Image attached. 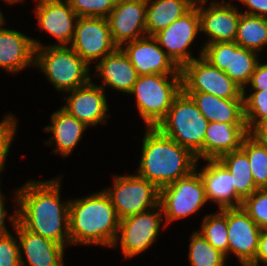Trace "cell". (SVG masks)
<instances>
[{"label":"cell","instance_id":"cell-1","mask_svg":"<svg viewBox=\"0 0 267 266\" xmlns=\"http://www.w3.org/2000/svg\"><path fill=\"white\" fill-rule=\"evenodd\" d=\"M61 178L31 180L14 191L18 222L28 231L67 247L69 201H61Z\"/></svg>","mask_w":267,"mask_h":266},{"label":"cell","instance_id":"cell-2","mask_svg":"<svg viewBox=\"0 0 267 266\" xmlns=\"http://www.w3.org/2000/svg\"><path fill=\"white\" fill-rule=\"evenodd\" d=\"M141 160L135 173L158 189L189 175L195 170L196 156L157 127H146Z\"/></svg>","mask_w":267,"mask_h":266},{"label":"cell","instance_id":"cell-3","mask_svg":"<svg viewBox=\"0 0 267 266\" xmlns=\"http://www.w3.org/2000/svg\"><path fill=\"white\" fill-rule=\"evenodd\" d=\"M119 218L109 195L104 191L69 201L70 245L112 247L116 240Z\"/></svg>","mask_w":267,"mask_h":266},{"label":"cell","instance_id":"cell-4","mask_svg":"<svg viewBox=\"0 0 267 266\" xmlns=\"http://www.w3.org/2000/svg\"><path fill=\"white\" fill-rule=\"evenodd\" d=\"M32 40L36 48L34 66L39 67L57 91L66 94L92 80L91 66L70 46L45 47L39 40Z\"/></svg>","mask_w":267,"mask_h":266},{"label":"cell","instance_id":"cell-5","mask_svg":"<svg viewBox=\"0 0 267 266\" xmlns=\"http://www.w3.org/2000/svg\"><path fill=\"white\" fill-rule=\"evenodd\" d=\"M208 123L192 98L181 91L157 128L188 149L198 161L204 160V136Z\"/></svg>","mask_w":267,"mask_h":266},{"label":"cell","instance_id":"cell-6","mask_svg":"<svg viewBox=\"0 0 267 266\" xmlns=\"http://www.w3.org/2000/svg\"><path fill=\"white\" fill-rule=\"evenodd\" d=\"M181 91V74H152L139 75L128 95H135L146 127H157Z\"/></svg>","mask_w":267,"mask_h":266},{"label":"cell","instance_id":"cell-7","mask_svg":"<svg viewBox=\"0 0 267 266\" xmlns=\"http://www.w3.org/2000/svg\"><path fill=\"white\" fill-rule=\"evenodd\" d=\"M206 203L204 185L196 170L159 189L164 227L170 222L195 214Z\"/></svg>","mask_w":267,"mask_h":266},{"label":"cell","instance_id":"cell-8","mask_svg":"<svg viewBox=\"0 0 267 266\" xmlns=\"http://www.w3.org/2000/svg\"><path fill=\"white\" fill-rule=\"evenodd\" d=\"M109 195L119 220L149 210L159 204V189L150 181L133 175H114Z\"/></svg>","mask_w":267,"mask_h":266},{"label":"cell","instance_id":"cell-9","mask_svg":"<svg viewBox=\"0 0 267 266\" xmlns=\"http://www.w3.org/2000/svg\"><path fill=\"white\" fill-rule=\"evenodd\" d=\"M163 212L160 204L149 210L126 217L119 221V228L115 242L118 243L125 258H132L150 248L159 236ZM120 241V242H119Z\"/></svg>","mask_w":267,"mask_h":266},{"label":"cell","instance_id":"cell-10","mask_svg":"<svg viewBox=\"0 0 267 266\" xmlns=\"http://www.w3.org/2000/svg\"><path fill=\"white\" fill-rule=\"evenodd\" d=\"M199 52V57L224 71L242 90L247 88L259 61L257 52L240 47L235 41L206 44Z\"/></svg>","mask_w":267,"mask_h":266},{"label":"cell","instance_id":"cell-11","mask_svg":"<svg viewBox=\"0 0 267 266\" xmlns=\"http://www.w3.org/2000/svg\"><path fill=\"white\" fill-rule=\"evenodd\" d=\"M183 92H204L223 99H243V90L202 56L180 68Z\"/></svg>","mask_w":267,"mask_h":266},{"label":"cell","instance_id":"cell-12","mask_svg":"<svg viewBox=\"0 0 267 266\" xmlns=\"http://www.w3.org/2000/svg\"><path fill=\"white\" fill-rule=\"evenodd\" d=\"M69 46L89 66L118 48L113 42L108 19L104 17H78Z\"/></svg>","mask_w":267,"mask_h":266},{"label":"cell","instance_id":"cell-13","mask_svg":"<svg viewBox=\"0 0 267 266\" xmlns=\"http://www.w3.org/2000/svg\"><path fill=\"white\" fill-rule=\"evenodd\" d=\"M199 32L200 19L197 3H195L187 13L168 27L158 31L153 37L174 63L181 68L195 59V56H191L190 45L195 41Z\"/></svg>","mask_w":267,"mask_h":266},{"label":"cell","instance_id":"cell-14","mask_svg":"<svg viewBox=\"0 0 267 266\" xmlns=\"http://www.w3.org/2000/svg\"><path fill=\"white\" fill-rule=\"evenodd\" d=\"M8 220L17 234L21 266H65V247L50 239L34 234L18 222V208ZM23 250V253H22ZM23 254L25 257H23ZM26 258V263L23 260ZM28 262V263H27ZM27 264V265H26Z\"/></svg>","mask_w":267,"mask_h":266},{"label":"cell","instance_id":"cell-15","mask_svg":"<svg viewBox=\"0 0 267 266\" xmlns=\"http://www.w3.org/2000/svg\"><path fill=\"white\" fill-rule=\"evenodd\" d=\"M221 1H210L208 7H205L207 1L197 3L200 32L208 36L204 45L235 41L241 12L238 6L232 5L231 2Z\"/></svg>","mask_w":267,"mask_h":266},{"label":"cell","instance_id":"cell-16","mask_svg":"<svg viewBox=\"0 0 267 266\" xmlns=\"http://www.w3.org/2000/svg\"><path fill=\"white\" fill-rule=\"evenodd\" d=\"M147 0H118L107 17L113 42L124 43L147 36Z\"/></svg>","mask_w":267,"mask_h":266},{"label":"cell","instance_id":"cell-17","mask_svg":"<svg viewBox=\"0 0 267 266\" xmlns=\"http://www.w3.org/2000/svg\"><path fill=\"white\" fill-rule=\"evenodd\" d=\"M67 93L70 94L64 98L67 103L62 108L88 127L103 124L110 118L105 90L91 80Z\"/></svg>","mask_w":267,"mask_h":266},{"label":"cell","instance_id":"cell-18","mask_svg":"<svg viewBox=\"0 0 267 266\" xmlns=\"http://www.w3.org/2000/svg\"><path fill=\"white\" fill-rule=\"evenodd\" d=\"M125 44L120 48L139 75L181 74L180 68L159 46L153 36H144Z\"/></svg>","mask_w":267,"mask_h":266},{"label":"cell","instance_id":"cell-19","mask_svg":"<svg viewBox=\"0 0 267 266\" xmlns=\"http://www.w3.org/2000/svg\"><path fill=\"white\" fill-rule=\"evenodd\" d=\"M229 254L248 266L256 256L261 229L241 208H227Z\"/></svg>","mask_w":267,"mask_h":266},{"label":"cell","instance_id":"cell-20","mask_svg":"<svg viewBox=\"0 0 267 266\" xmlns=\"http://www.w3.org/2000/svg\"><path fill=\"white\" fill-rule=\"evenodd\" d=\"M35 14L38 25L57 39L52 46L70 45L78 15L65 0H37Z\"/></svg>","mask_w":267,"mask_h":266},{"label":"cell","instance_id":"cell-21","mask_svg":"<svg viewBox=\"0 0 267 266\" xmlns=\"http://www.w3.org/2000/svg\"><path fill=\"white\" fill-rule=\"evenodd\" d=\"M206 162L208 163L198 171V160L195 170L202 179L207 202L217 203L219 210L241 207L243 200L236 193L230 171L219 159Z\"/></svg>","mask_w":267,"mask_h":266},{"label":"cell","instance_id":"cell-22","mask_svg":"<svg viewBox=\"0 0 267 266\" xmlns=\"http://www.w3.org/2000/svg\"><path fill=\"white\" fill-rule=\"evenodd\" d=\"M0 26V68L11 74L34 66L35 46L31 37Z\"/></svg>","mask_w":267,"mask_h":266},{"label":"cell","instance_id":"cell-23","mask_svg":"<svg viewBox=\"0 0 267 266\" xmlns=\"http://www.w3.org/2000/svg\"><path fill=\"white\" fill-rule=\"evenodd\" d=\"M96 63L94 77L102 79L99 86L104 90L107 86L125 94L132 90L139 74L120 47Z\"/></svg>","mask_w":267,"mask_h":266},{"label":"cell","instance_id":"cell-24","mask_svg":"<svg viewBox=\"0 0 267 266\" xmlns=\"http://www.w3.org/2000/svg\"><path fill=\"white\" fill-rule=\"evenodd\" d=\"M248 134L246 123L209 122L204 136V161L240 149Z\"/></svg>","mask_w":267,"mask_h":266},{"label":"cell","instance_id":"cell-25","mask_svg":"<svg viewBox=\"0 0 267 266\" xmlns=\"http://www.w3.org/2000/svg\"><path fill=\"white\" fill-rule=\"evenodd\" d=\"M50 121L51 125L43 128L46 132L52 133L50 139L45 143L51 145L55 142L54 152L57 155L61 154L63 157L71 155L88 126L70 115L62 106L53 112Z\"/></svg>","mask_w":267,"mask_h":266},{"label":"cell","instance_id":"cell-26","mask_svg":"<svg viewBox=\"0 0 267 266\" xmlns=\"http://www.w3.org/2000/svg\"><path fill=\"white\" fill-rule=\"evenodd\" d=\"M209 122L246 123L244 99H223L204 92H184Z\"/></svg>","mask_w":267,"mask_h":266},{"label":"cell","instance_id":"cell-27","mask_svg":"<svg viewBox=\"0 0 267 266\" xmlns=\"http://www.w3.org/2000/svg\"><path fill=\"white\" fill-rule=\"evenodd\" d=\"M194 5V0H147V36L168 27Z\"/></svg>","mask_w":267,"mask_h":266},{"label":"cell","instance_id":"cell-28","mask_svg":"<svg viewBox=\"0 0 267 266\" xmlns=\"http://www.w3.org/2000/svg\"><path fill=\"white\" fill-rule=\"evenodd\" d=\"M219 160L230 171L236 193L242 200L258 189L247 154L241 148L222 155Z\"/></svg>","mask_w":267,"mask_h":266},{"label":"cell","instance_id":"cell-29","mask_svg":"<svg viewBox=\"0 0 267 266\" xmlns=\"http://www.w3.org/2000/svg\"><path fill=\"white\" fill-rule=\"evenodd\" d=\"M235 42L257 53L267 46V18L241 12Z\"/></svg>","mask_w":267,"mask_h":266},{"label":"cell","instance_id":"cell-30","mask_svg":"<svg viewBox=\"0 0 267 266\" xmlns=\"http://www.w3.org/2000/svg\"><path fill=\"white\" fill-rule=\"evenodd\" d=\"M241 149L249 159L256 187L267 188V142L258 140L249 133L243 139Z\"/></svg>","mask_w":267,"mask_h":266},{"label":"cell","instance_id":"cell-31","mask_svg":"<svg viewBox=\"0 0 267 266\" xmlns=\"http://www.w3.org/2000/svg\"><path fill=\"white\" fill-rule=\"evenodd\" d=\"M210 213L203 218L198 230L203 237L217 250L229 258V242L227 232V208ZM228 256V257H227Z\"/></svg>","mask_w":267,"mask_h":266},{"label":"cell","instance_id":"cell-32","mask_svg":"<svg viewBox=\"0 0 267 266\" xmlns=\"http://www.w3.org/2000/svg\"><path fill=\"white\" fill-rule=\"evenodd\" d=\"M188 259L190 266H225L226 256L215 249L199 231L190 236Z\"/></svg>","mask_w":267,"mask_h":266},{"label":"cell","instance_id":"cell-33","mask_svg":"<svg viewBox=\"0 0 267 266\" xmlns=\"http://www.w3.org/2000/svg\"><path fill=\"white\" fill-rule=\"evenodd\" d=\"M249 92L250 95L246 93V89L243 90L244 116L248 132L250 133L267 117V90Z\"/></svg>","mask_w":267,"mask_h":266},{"label":"cell","instance_id":"cell-34","mask_svg":"<svg viewBox=\"0 0 267 266\" xmlns=\"http://www.w3.org/2000/svg\"><path fill=\"white\" fill-rule=\"evenodd\" d=\"M241 208L261 230H267V188L254 191L242 201Z\"/></svg>","mask_w":267,"mask_h":266},{"label":"cell","instance_id":"cell-35","mask_svg":"<svg viewBox=\"0 0 267 266\" xmlns=\"http://www.w3.org/2000/svg\"><path fill=\"white\" fill-rule=\"evenodd\" d=\"M78 17L107 18L118 0H65Z\"/></svg>","mask_w":267,"mask_h":266},{"label":"cell","instance_id":"cell-36","mask_svg":"<svg viewBox=\"0 0 267 266\" xmlns=\"http://www.w3.org/2000/svg\"><path fill=\"white\" fill-rule=\"evenodd\" d=\"M17 129V120L12 113L0 121V173L5 168L6 157Z\"/></svg>","mask_w":267,"mask_h":266},{"label":"cell","instance_id":"cell-37","mask_svg":"<svg viewBox=\"0 0 267 266\" xmlns=\"http://www.w3.org/2000/svg\"><path fill=\"white\" fill-rule=\"evenodd\" d=\"M17 236L11 233L0 236V266H21Z\"/></svg>","mask_w":267,"mask_h":266},{"label":"cell","instance_id":"cell-38","mask_svg":"<svg viewBox=\"0 0 267 266\" xmlns=\"http://www.w3.org/2000/svg\"><path fill=\"white\" fill-rule=\"evenodd\" d=\"M248 85L250 91L267 90V64L258 61Z\"/></svg>","mask_w":267,"mask_h":266},{"label":"cell","instance_id":"cell-39","mask_svg":"<svg viewBox=\"0 0 267 266\" xmlns=\"http://www.w3.org/2000/svg\"><path fill=\"white\" fill-rule=\"evenodd\" d=\"M247 7L243 13L267 18V0H238Z\"/></svg>","mask_w":267,"mask_h":266},{"label":"cell","instance_id":"cell-40","mask_svg":"<svg viewBox=\"0 0 267 266\" xmlns=\"http://www.w3.org/2000/svg\"><path fill=\"white\" fill-rule=\"evenodd\" d=\"M260 262L267 265V230H261L255 259L248 266H260Z\"/></svg>","mask_w":267,"mask_h":266},{"label":"cell","instance_id":"cell-41","mask_svg":"<svg viewBox=\"0 0 267 266\" xmlns=\"http://www.w3.org/2000/svg\"><path fill=\"white\" fill-rule=\"evenodd\" d=\"M3 196H5V195H3V193L1 192V189H0V236H4V235H7L10 233V231L7 229V226L5 224V221H6L5 218H6V216H8L7 215L8 211L5 207V203H4L5 199Z\"/></svg>","mask_w":267,"mask_h":266},{"label":"cell","instance_id":"cell-42","mask_svg":"<svg viewBox=\"0 0 267 266\" xmlns=\"http://www.w3.org/2000/svg\"><path fill=\"white\" fill-rule=\"evenodd\" d=\"M250 133L256 139L267 142V117L263 119Z\"/></svg>","mask_w":267,"mask_h":266},{"label":"cell","instance_id":"cell-43","mask_svg":"<svg viewBox=\"0 0 267 266\" xmlns=\"http://www.w3.org/2000/svg\"><path fill=\"white\" fill-rule=\"evenodd\" d=\"M3 1H5L8 4H12L13 5L14 3H18V2H22L23 3L24 0H3Z\"/></svg>","mask_w":267,"mask_h":266},{"label":"cell","instance_id":"cell-44","mask_svg":"<svg viewBox=\"0 0 267 266\" xmlns=\"http://www.w3.org/2000/svg\"><path fill=\"white\" fill-rule=\"evenodd\" d=\"M3 15H4V14L1 12V9H0V26H1L2 24H4V22H6V20H5V18H4Z\"/></svg>","mask_w":267,"mask_h":266},{"label":"cell","instance_id":"cell-45","mask_svg":"<svg viewBox=\"0 0 267 266\" xmlns=\"http://www.w3.org/2000/svg\"><path fill=\"white\" fill-rule=\"evenodd\" d=\"M205 1H209V0H194L195 3H199V2H205ZM212 1H216V0H212Z\"/></svg>","mask_w":267,"mask_h":266}]
</instances>
